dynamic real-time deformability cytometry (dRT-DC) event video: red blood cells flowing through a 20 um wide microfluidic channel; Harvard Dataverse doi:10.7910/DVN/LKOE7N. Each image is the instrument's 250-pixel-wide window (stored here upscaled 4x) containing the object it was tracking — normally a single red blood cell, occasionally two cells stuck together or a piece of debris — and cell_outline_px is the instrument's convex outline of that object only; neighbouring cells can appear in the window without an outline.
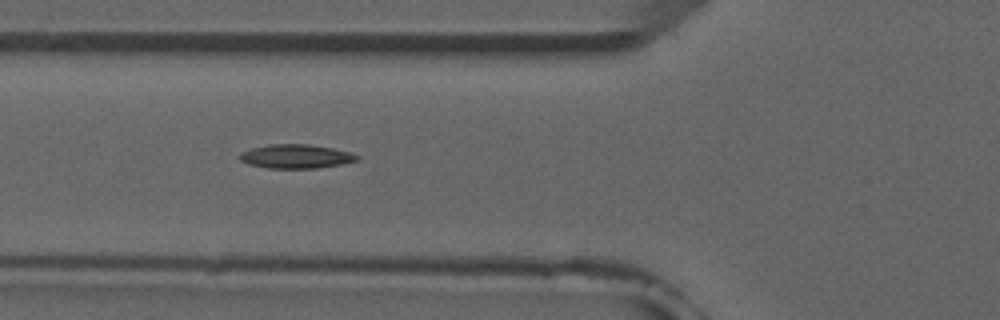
{"species": "common noctule bat (a hibernating species)", "species_latin": "Nyctalus noctula", "temperature_condition": "room temperature", "stored_images_in_passage": 5, "camera_frame_rate_fps": 3000, "um_per_image_px": 0.085, "animal": {"sex": "male", "forearm_length_mm": 52.5}, "frame": {"image": 1, "passage_image": 4, "time_ms": 3.667, "image_size_px": [1000, 320], "cell_outline_px": [[360, 156], [356, 160], [340, 164], [316, 168], [268, 168], [248, 164], [240, 160], [240, 152], [252, 148], [268, 144], [308, 144], [332, 148], [348, 152]], "centroid_in_image_um": [25.11, 13.29], "position_along_channel_um": 100.7, "area_um2": 16.18}}
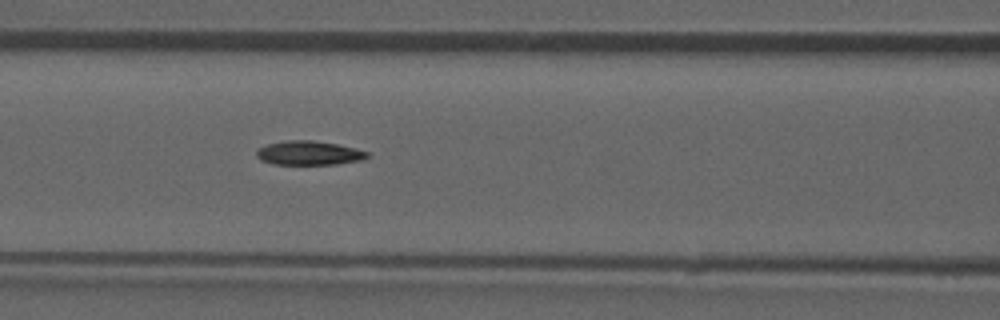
{"frame": {"image": 2, "passage_image": 5, "time_ms": 4.667, "image_size_px": [1000, 320], "cell_outline_px": [[368, 156], [360, 160], [336, 164], [272, 164], [260, 160], [256, 156], [256, 152], [260, 148], [268, 144], [288, 140], [312, 140], [336, 144], [368, 152]], "centroid_in_image_um": [26.21, 13.01], "position_along_channel_um": 140.4, "area_um2": 15.26}}